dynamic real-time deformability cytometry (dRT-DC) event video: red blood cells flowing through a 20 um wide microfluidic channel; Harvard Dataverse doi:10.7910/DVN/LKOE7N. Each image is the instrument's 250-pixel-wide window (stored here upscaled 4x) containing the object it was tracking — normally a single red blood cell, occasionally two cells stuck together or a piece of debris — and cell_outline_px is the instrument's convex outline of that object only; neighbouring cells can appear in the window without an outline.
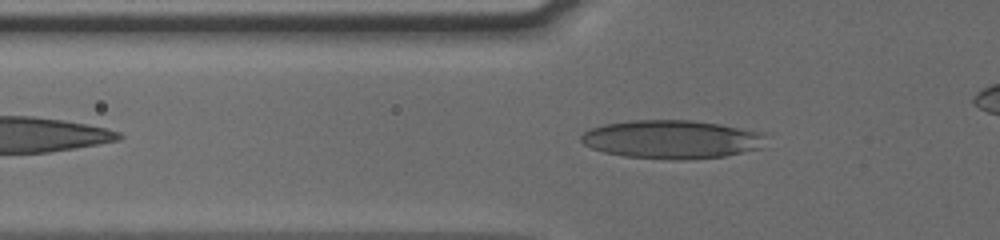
{"species": "human", "species_latin": "Homo sapiens", "temperature_condition": "cold", "stored_images_in_passage": 38, "camera_frame_rate_fps": 3000, "um_per_image_px": 0.085, "donor": {"sex": "male"}, "frame": {"image": 1, "passage_image": 7, "time_ms": 2.0, "image_size_px": [1000, 240], "cell_outline_px": [[764, 132], [760, 148], [724, 156], [680, 160], [672, 160], [624, 156], [604, 152], [592, 148], [584, 144], [580, 140], [580, 136], [584, 132], [592, 128], [604, 124], [632, 120], [692, 120], [720, 124]], "centroid_in_image_um": [57.06, 11.84], "position_along_channel_um": 68.7, "area_um2": 41.27}}
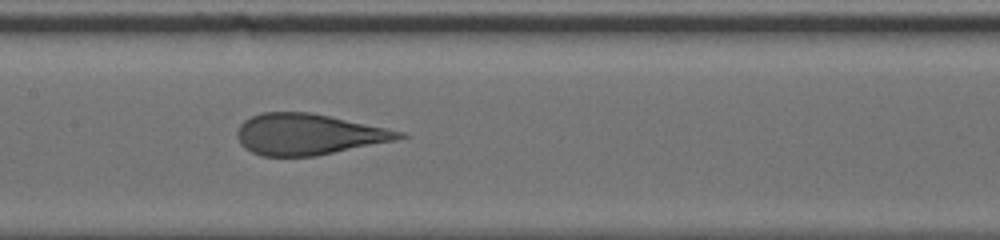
{"frame": {"image": 2, "passage_image": 16, "time_ms": 5.0, "image_size_px": [1000, 240], "cell_outline_px": [[408, 136], [396, 140], [316, 156], [260, 156], [244, 148], [240, 144], [236, 136], [236, 132], [240, 124], [244, 120], [260, 112], [312, 112], [404, 132]], "centroid_in_image_um": [26.17, 11.42], "position_along_channel_um": 181.2, "area_um2": 38.78}}
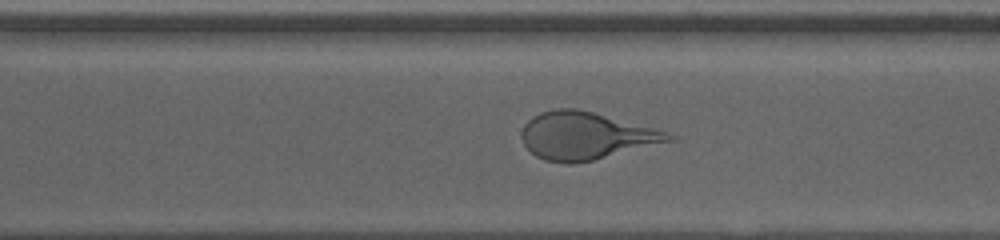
{"frame": {"image": 3, "passage_image": 27, "time_ms": 8.667, "image_size_px": [1000, 240], "cell_outline_px": [[680, 140], [592, 160], [572, 164], [568, 164], [544, 160], [536, 156], [524, 144], [520, 136], [520, 132], [524, 124], [532, 116], [540, 112], [556, 108], [576, 108], [592, 112], [652, 128], [676, 136]], "centroid_in_image_um": [49.78, 11.55], "position_along_channel_um": 320.8, "area_um2": 40.63}}